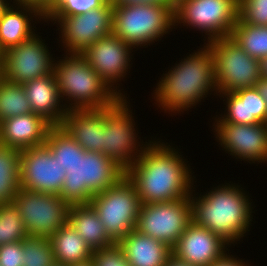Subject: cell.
Wrapping results in <instances>:
<instances>
[{"label":"cell","mask_w":267,"mask_h":266,"mask_svg":"<svg viewBox=\"0 0 267 266\" xmlns=\"http://www.w3.org/2000/svg\"><path fill=\"white\" fill-rule=\"evenodd\" d=\"M152 137L136 162L125 171L136 187L141 204L188 198L197 182L188 159L172 142L170 145Z\"/></svg>","instance_id":"cell-1"},{"label":"cell","mask_w":267,"mask_h":266,"mask_svg":"<svg viewBox=\"0 0 267 266\" xmlns=\"http://www.w3.org/2000/svg\"><path fill=\"white\" fill-rule=\"evenodd\" d=\"M178 61L158 78L151 94L160 113L170 116L195 109L209 94L218 95L213 52L206 42Z\"/></svg>","instance_id":"cell-2"},{"label":"cell","mask_w":267,"mask_h":266,"mask_svg":"<svg viewBox=\"0 0 267 266\" xmlns=\"http://www.w3.org/2000/svg\"><path fill=\"white\" fill-rule=\"evenodd\" d=\"M224 182L200 194L196 193L197 185H193L189 196L192 218L197 225L207 228L235 247L251 230L255 205L241 184Z\"/></svg>","instance_id":"cell-3"},{"label":"cell","mask_w":267,"mask_h":266,"mask_svg":"<svg viewBox=\"0 0 267 266\" xmlns=\"http://www.w3.org/2000/svg\"><path fill=\"white\" fill-rule=\"evenodd\" d=\"M60 56H56L54 74L67 111L112 107L121 98L81 54Z\"/></svg>","instance_id":"cell-4"},{"label":"cell","mask_w":267,"mask_h":266,"mask_svg":"<svg viewBox=\"0 0 267 266\" xmlns=\"http://www.w3.org/2000/svg\"><path fill=\"white\" fill-rule=\"evenodd\" d=\"M174 6L114 5L112 33L136 51L159 42L175 29Z\"/></svg>","instance_id":"cell-5"},{"label":"cell","mask_w":267,"mask_h":266,"mask_svg":"<svg viewBox=\"0 0 267 266\" xmlns=\"http://www.w3.org/2000/svg\"><path fill=\"white\" fill-rule=\"evenodd\" d=\"M124 176L125 171L106 155L83 150L66 171L60 196L69 205L90 204L95 194L114 186Z\"/></svg>","instance_id":"cell-6"},{"label":"cell","mask_w":267,"mask_h":266,"mask_svg":"<svg viewBox=\"0 0 267 266\" xmlns=\"http://www.w3.org/2000/svg\"><path fill=\"white\" fill-rule=\"evenodd\" d=\"M128 99V100H127ZM130 98H120L105 112L102 154L113 160L124 171L141 155L149 139L139 137ZM140 139V140H139ZM148 141V142H147Z\"/></svg>","instance_id":"cell-7"},{"label":"cell","mask_w":267,"mask_h":266,"mask_svg":"<svg viewBox=\"0 0 267 266\" xmlns=\"http://www.w3.org/2000/svg\"><path fill=\"white\" fill-rule=\"evenodd\" d=\"M175 29L189 27L204 33L205 43L230 36L238 18V0H177Z\"/></svg>","instance_id":"cell-8"},{"label":"cell","mask_w":267,"mask_h":266,"mask_svg":"<svg viewBox=\"0 0 267 266\" xmlns=\"http://www.w3.org/2000/svg\"><path fill=\"white\" fill-rule=\"evenodd\" d=\"M90 204L114 243H119L135 230L141 201L136 187L126 175L114 186L95 194Z\"/></svg>","instance_id":"cell-9"},{"label":"cell","mask_w":267,"mask_h":266,"mask_svg":"<svg viewBox=\"0 0 267 266\" xmlns=\"http://www.w3.org/2000/svg\"><path fill=\"white\" fill-rule=\"evenodd\" d=\"M114 5L109 0L100 8L71 16H47L46 23L56 24L57 43L65 54H82L99 38L110 35L113 29Z\"/></svg>","instance_id":"cell-10"},{"label":"cell","mask_w":267,"mask_h":266,"mask_svg":"<svg viewBox=\"0 0 267 266\" xmlns=\"http://www.w3.org/2000/svg\"><path fill=\"white\" fill-rule=\"evenodd\" d=\"M207 44L213 52L218 93L252 88L261 78L259 60L246 53L230 36Z\"/></svg>","instance_id":"cell-11"},{"label":"cell","mask_w":267,"mask_h":266,"mask_svg":"<svg viewBox=\"0 0 267 266\" xmlns=\"http://www.w3.org/2000/svg\"><path fill=\"white\" fill-rule=\"evenodd\" d=\"M13 202L28 236L49 239L68 222L70 205L60 195L20 188Z\"/></svg>","instance_id":"cell-12"},{"label":"cell","mask_w":267,"mask_h":266,"mask_svg":"<svg viewBox=\"0 0 267 266\" xmlns=\"http://www.w3.org/2000/svg\"><path fill=\"white\" fill-rule=\"evenodd\" d=\"M193 221L190 197L141 204L136 230L167 244L171 249Z\"/></svg>","instance_id":"cell-13"},{"label":"cell","mask_w":267,"mask_h":266,"mask_svg":"<svg viewBox=\"0 0 267 266\" xmlns=\"http://www.w3.org/2000/svg\"><path fill=\"white\" fill-rule=\"evenodd\" d=\"M135 51L131 45L111 33L99 38L81 55L117 95L128 98L121 82L127 81L126 77L130 75Z\"/></svg>","instance_id":"cell-14"},{"label":"cell","mask_w":267,"mask_h":266,"mask_svg":"<svg viewBox=\"0 0 267 266\" xmlns=\"http://www.w3.org/2000/svg\"><path fill=\"white\" fill-rule=\"evenodd\" d=\"M39 34L4 52L2 75L6 81L24 84L54 71L55 54Z\"/></svg>","instance_id":"cell-15"},{"label":"cell","mask_w":267,"mask_h":266,"mask_svg":"<svg viewBox=\"0 0 267 266\" xmlns=\"http://www.w3.org/2000/svg\"><path fill=\"white\" fill-rule=\"evenodd\" d=\"M211 127L220 150L237 161L267 164V124H233L214 121ZM240 159V160H238Z\"/></svg>","instance_id":"cell-16"},{"label":"cell","mask_w":267,"mask_h":266,"mask_svg":"<svg viewBox=\"0 0 267 266\" xmlns=\"http://www.w3.org/2000/svg\"><path fill=\"white\" fill-rule=\"evenodd\" d=\"M66 170L44 144L20 151V186L28 191L60 195Z\"/></svg>","instance_id":"cell-17"},{"label":"cell","mask_w":267,"mask_h":266,"mask_svg":"<svg viewBox=\"0 0 267 266\" xmlns=\"http://www.w3.org/2000/svg\"><path fill=\"white\" fill-rule=\"evenodd\" d=\"M230 245L221 237L192 221L172 248L178 259L194 266H207L221 258Z\"/></svg>","instance_id":"cell-18"},{"label":"cell","mask_w":267,"mask_h":266,"mask_svg":"<svg viewBox=\"0 0 267 266\" xmlns=\"http://www.w3.org/2000/svg\"><path fill=\"white\" fill-rule=\"evenodd\" d=\"M218 98L223 100L224 112L213 116L212 121H225L233 124H267V106L264 98L256 87L243 88L235 92L218 93ZM223 98V99H222Z\"/></svg>","instance_id":"cell-19"},{"label":"cell","mask_w":267,"mask_h":266,"mask_svg":"<svg viewBox=\"0 0 267 266\" xmlns=\"http://www.w3.org/2000/svg\"><path fill=\"white\" fill-rule=\"evenodd\" d=\"M52 125L35 113L21 114L0 122V144L18 149L44 145Z\"/></svg>","instance_id":"cell-20"},{"label":"cell","mask_w":267,"mask_h":266,"mask_svg":"<svg viewBox=\"0 0 267 266\" xmlns=\"http://www.w3.org/2000/svg\"><path fill=\"white\" fill-rule=\"evenodd\" d=\"M109 108L68 110L60 126L87 152H102L105 112Z\"/></svg>","instance_id":"cell-21"},{"label":"cell","mask_w":267,"mask_h":266,"mask_svg":"<svg viewBox=\"0 0 267 266\" xmlns=\"http://www.w3.org/2000/svg\"><path fill=\"white\" fill-rule=\"evenodd\" d=\"M41 21L46 23V16L36 7L10 2L0 16V47L5 52L30 39L37 33V22L43 24Z\"/></svg>","instance_id":"cell-22"},{"label":"cell","mask_w":267,"mask_h":266,"mask_svg":"<svg viewBox=\"0 0 267 266\" xmlns=\"http://www.w3.org/2000/svg\"><path fill=\"white\" fill-rule=\"evenodd\" d=\"M33 113L42 116L52 126H60L67 113L54 71L22 84Z\"/></svg>","instance_id":"cell-23"},{"label":"cell","mask_w":267,"mask_h":266,"mask_svg":"<svg viewBox=\"0 0 267 266\" xmlns=\"http://www.w3.org/2000/svg\"><path fill=\"white\" fill-rule=\"evenodd\" d=\"M131 266H165L172 249L164 242L132 230L118 243Z\"/></svg>","instance_id":"cell-24"},{"label":"cell","mask_w":267,"mask_h":266,"mask_svg":"<svg viewBox=\"0 0 267 266\" xmlns=\"http://www.w3.org/2000/svg\"><path fill=\"white\" fill-rule=\"evenodd\" d=\"M68 223L92 250L113 245L96 210L91 204L70 205Z\"/></svg>","instance_id":"cell-25"},{"label":"cell","mask_w":267,"mask_h":266,"mask_svg":"<svg viewBox=\"0 0 267 266\" xmlns=\"http://www.w3.org/2000/svg\"><path fill=\"white\" fill-rule=\"evenodd\" d=\"M49 240L51 241L55 262L69 266L91 259L92 249L67 222Z\"/></svg>","instance_id":"cell-26"},{"label":"cell","mask_w":267,"mask_h":266,"mask_svg":"<svg viewBox=\"0 0 267 266\" xmlns=\"http://www.w3.org/2000/svg\"><path fill=\"white\" fill-rule=\"evenodd\" d=\"M20 188V151L0 144V205L13 202Z\"/></svg>","instance_id":"cell-27"},{"label":"cell","mask_w":267,"mask_h":266,"mask_svg":"<svg viewBox=\"0 0 267 266\" xmlns=\"http://www.w3.org/2000/svg\"><path fill=\"white\" fill-rule=\"evenodd\" d=\"M230 37L251 57L260 60L267 56V26L250 25L237 18Z\"/></svg>","instance_id":"cell-28"},{"label":"cell","mask_w":267,"mask_h":266,"mask_svg":"<svg viewBox=\"0 0 267 266\" xmlns=\"http://www.w3.org/2000/svg\"><path fill=\"white\" fill-rule=\"evenodd\" d=\"M45 145L50 149L53 157L58 160L62 169L66 171H69L79 153L84 150L61 126L50 128Z\"/></svg>","instance_id":"cell-29"},{"label":"cell","mask_w":267,"mask_h":266,"mask_svg":"<svg viewBox=\"0 0 267 266\" xmlns=\"http://www.w3.org/2000/svg\"><path fill=\"white\" fill-rule=\"evenodd\" d=\"M33 113L22 84L0 80V122L21 114Z\"/></svg>","instance_id":"cell-30"},{"label":"cell","mask_w":267,"mask_h":266,"mask_svg":"<svg viewBox=\"0 0 267 266\" xmlns=\"http://www.w3.org/2000/svg\"><path fill=\"white\" fill-rule=\"evenodd\" d=\"M27 232L14 202L0 205V246L23 241Z\"/></svg>","instance_id":"cell-31"},{"label":"cell","mask_w":267,"mask_h":266,"mask_svg":"<svg viewBox=\"0 0 267 266\" xmlns=\"http://www.w3.org/2000/svg\"><path fill=\"white\" fill-rule=\"evenodd\" d=\"M23 251V266H52L56 263L48 238L27 236L23 240Z\"/></svg>","instance_id":"cell-32"},{"label":"cell","mask_w":267,"mask_h":266,"mask_svg":"<svg viewBox=\"0 0 267 266\" xmlns=\"http://www.w3.org/2000/svg\"><path fill=\"white\" fill-rule=\"evenodd\" d=\"M238 18L256 26H267V0H238Z\"/></svg>","instance_id":"cell-33"},{"label":"cell","mask_w":267,"mask_h":266,"mask_svg":"<svg viewBox=\"0 0 267 266\" xmlns=\"http://www.w3.org/2000/svg\"><path fill=\"white\" fill-rule=\"evenodd\" d=\"M109 0H60L47 16L84 14L105 5Z\"/></svg>","instance_id":"cell-34"},{"label":"cell","mask_w":267,"mask_h":266,"mask_svg":"<svg viewBox=\"0 0 267 266\" xmlns=\"http://www.w3.org/2000/svg\"><path fill=\"white\" fill-rule=\"evenodd\" d=\"M91 260L94 266H131L118 243L93 250Z\"/></svg>","instance_id":"cell-35"},{"label":"cell","mask_w":267,"mask_h":266,"mask_svg":"<svg viewBox=\"0 0 267 266\" xmlns=\"http://www.w3.org/2000/svg\"><path fill=\"white\" fill-rule=\"evenodd\" d=\"M23 241L0 246V266H23Z\"/></svg>","instance_id":"cell-36"},{"label":"cell","mask_w":267,"mask_h":266,"mask_svg":"<svg viewBox=\"0 0 267 266\" xmlns=\"http://www.w3.org/2000/svg\"><path fill=\"white\" fill-rule=\"evenodd\" d=\"M228 250L221 258L214 260L211 264L207 266H252L248 261L239 258L237 255L231 254V251ZM231 254V255H230Z\"/></svg>","instance_id":"cell-37"},{"label":"cell","mask_w":267,"mask_h":266,"mask_svg":"<svg viewBox=\"0 0 267 266\" xmlns=\"http://www.w3.org/2000/svg\"><path fill=\"white\" fill-rule=\"evenodd\" d=\"M11 3L36 7L46 17L54 8V0H11Z\"/></svg>","instance_id":"cell-38"},{"label":"cell","mask_w":267,"mask_h":266,"mask_svg":"<svg viewBox=\"0 0 267 266\" xmlns=\"http://www.w3.org/2000/svg\"><path fill=\"white\" fill-rule=\"evenodd\" d=\"M113 5L129 6L137 4H162L176 7L177 0H110Z\"/></svg>","instance_id":"cell-39"},{"label":"cell","mask_w":267,"mask_h":266,"mask_svg":"<svg viewBox=\"0 0 267 266\" xmlns=\"http://www.w3.org/2000/svg\"><path fill=\"white\" fill-rule=\"evenodd\" d=\"M255 87L259 94L264 98V101L267 106V78H260L256 84Z\"/></svg>","instance_id":"cell-40"},{"label":"cell","mask_w":267,"mask_h":266,"mask_svg":"<svg viewBox=\"0 0 267 266\" xmlns=\"http://www.w3.org/2000/svg\"><path fill=\"white\" fill-rule=\"evenodd\" d=\"M165 266H194V265H191L188 262L182 261V260L178 259L175 255L171 254L168 257V259L165 263Z\"/></svg>","instance_id":"cell-41"},{"label":"cell","mask_w":267,"mask_h":266,"mask_svg":"<svg viewBox=\"0 0 267 266\" xmlns=\"http://www.w3.org/2000/svg\"><path fill=\"white\" fill-rule=\"evenodd\" d=\"M260 65V76L267 78V56L259 60Z\"/></svg>","instance_id":"cell-42"},{"label":"cell","mask_w":267,"mask_h":266,"mask_svg":"<svg viewBox=\"0 0 267 266\" xmlns=\"http://www.w3.org/2000/svg\"><path fill=\"white\" fill-rule=\"evenodd\" d=\"M11 0H0V16L3 10L10 4Z\"/></svg>","instance_id":"cell-43"},{"label":"cell","mask_w":267,"mask_h":266,"mask_svg":"<svg viewBox=\"0 0 267 266\" xmlns=\"http://www.w3.org/2000/svg\"><path fill=\"white\" fill-rule=\"evenodd\" d=\"M69 266H94V263L92 262V260H88V261H84L81 263H77V264H71Z\"/></svg>","instance_id":"cell-44"},{"label":"cell","mask_w":267,"mask_h":266,"mask_svg":"<svg viewBox=\"0 0 267 266\" xmlns=\"http://www.w3.org/2000/svg\"><path fill=\"white\" fill-rule=\"evenodd\" d=\"M4 62V50L0 47V67H3Z\"/></svg>","instance_id":"cell-45"},{"label":"cell","mask_w":267,"mask_h":266,"mask_svg":"<svg viewBox=\"0 0 267 266\" xmlns=\"http://www.w3.org/2000/svg\"><path fill=\"white\" fill-rule=\"evenodd\" d=\"M2 68H3V67H0V80L3 78V75H2Z\"/></svg>","instance_id":"cell-46"},{"label":"cell","mask_w":267,"mask_h":266,"mask_svg":"<svg viewBox=\"0 0 267 266\" xmlns=\"http://www.w3.org/2000/svg\"><path fill=\"white\" fill-rule=\"evenodd\" d=\"M52 266H65V265H63V264H57V263H55L54 265H52Z\"/></svg>","instance_id":"cell-47"},{"label":"cell","mask_w":267,"mask_h":266,"mask_svg":"<svg viewBox=\"0 0 267 266\" xmlns=\"http://www.w3.org/2000/svg\"><path fill=\"white\" fill-rule=\"evenodd\" d=\"M60 0H54V7Z\"/></svg>","instance_id":"cell-48"}]
</instances>
